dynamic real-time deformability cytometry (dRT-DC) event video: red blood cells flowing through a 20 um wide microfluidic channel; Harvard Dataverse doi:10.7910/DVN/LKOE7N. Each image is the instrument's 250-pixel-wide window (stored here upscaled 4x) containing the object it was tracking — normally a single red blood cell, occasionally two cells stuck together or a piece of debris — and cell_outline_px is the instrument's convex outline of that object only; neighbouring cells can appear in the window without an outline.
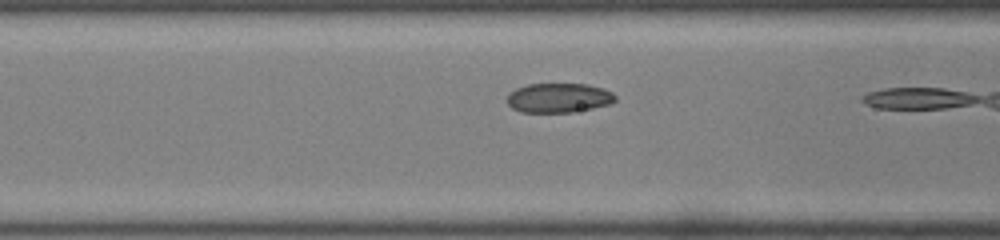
{"species": "common noctule bat (a hibernating species)", "species_latin": "Nyctalus noctula", "temperature_condition": "room temperature", "stored_images_in_passage": 10, "camera_frame_rate_fps": 3000, "um_per_image_px": 0.085, "animal": {"sex": "male", "body_mass_g": 19.0, "forearm_length_mm": 50.8}, "frame": {"image": 1, "passage_image": 9, "time_ms": 2.667, "image_size_px": [1000, 240], "cell_outline_px": [[616, 100], [612, 104], [572, 112], [520, 112], [512, 108], [508, 104], [508, 92], [516, 88], [528, 84], [588, 84], [604, 88], [612, 92], [616, 96]], "centroid_in_image_um": [47.51, 8.31], "position_along_channel_um": 119.1, "area_um2": 18.73}}